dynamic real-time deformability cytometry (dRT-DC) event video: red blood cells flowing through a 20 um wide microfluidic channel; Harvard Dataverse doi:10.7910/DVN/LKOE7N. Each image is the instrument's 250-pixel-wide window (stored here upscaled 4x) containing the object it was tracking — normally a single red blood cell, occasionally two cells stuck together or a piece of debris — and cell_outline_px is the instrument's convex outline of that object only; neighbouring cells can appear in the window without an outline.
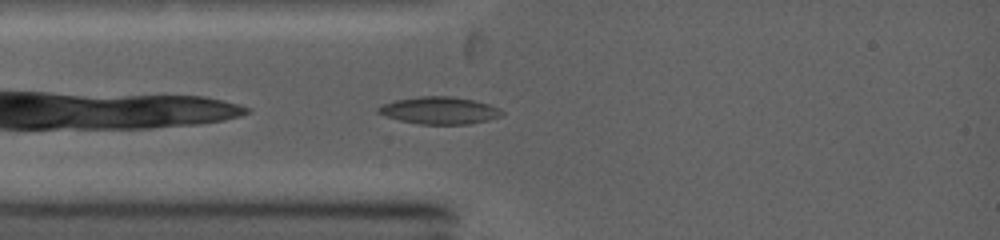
{"species": "common noctule bat (a hibernating species)", "species_latin": "Nyctalus noctula", "temperature_condition": "warm", "stored_images_in_passage": 39, "camera_frame_rate_fps": 5000, "um_per_image_px": 0.085, "animal": {"sex": "female", "body_mass_g": 19.0, "forearm_length_mm": 53.3}, "frame": {"image": 1, "passage_image": 2, "time_ms": 0.4, "image_size_px": [1000, 240], "cell_outline_px": [[504, 112], [500, 116], [488, 120], [468, 124], [420, 124], [400, 120], [376, 112], [376, 108], [384, 104], [396, 100], [420, 96], [452, 96], [472, 100], [488, 104], [500, 108]], "centroid_in_image_um": [37.36, 9.39], "position_along_channel_um": 47.6, "area_um2": 19.42}}
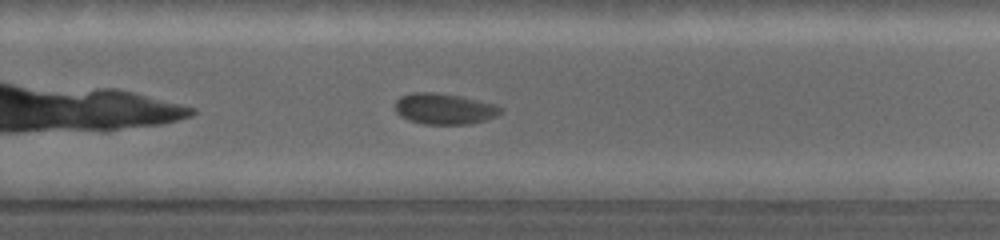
{"frame": {"image": 2, "passage_image": 19, "time_ms": 6.2, "image_size_px": [1000, 240], "cell_outline_px": [[504, 112], [496, 116], [472, 124], [424, 124], [408, 120], [400, 116], [396, 112], [396, 100], [400, 96], [412, 92], [432, 92], [460, 96], [496, 104], [504, 108]], "centroid_in_image_um": [37.79, 9.25], "position_along_channel_um": 292.0, "area_um2": 19.19}}
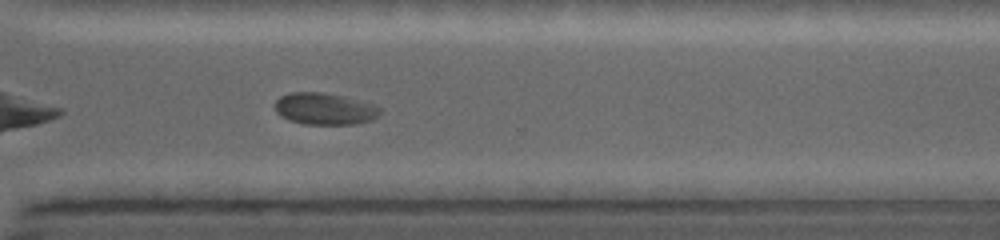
{"frame": {"image": 3, "passage_image": 23, "time_ms": 7.4, "image_size_px": [1000, 240], "cell_outline_px": [[380, 112], [372, 120], [352, 124], [304, 124], [288, 120], [280, 116], [276, 112], [276, 100], [280, 96], [292, 92], [324, 92], [372, 104], [380, 108]], "centroid_in_image_um": [27.54, 9.25], "position_along_channel_um": 343.1, "area_um2": 19.19}, "authors_computed_cell_mechanics": {"area_um2": 19.5364, "velocity_mm_per_s": 4.2171, "shape_relaxation_time_tau1_ms": 7.5307, "shape_relaxation_time_tau2_ms": 2.0485, "deformation_change_tau1": 0.1245, "deformation_change_tau2": 0.045}}